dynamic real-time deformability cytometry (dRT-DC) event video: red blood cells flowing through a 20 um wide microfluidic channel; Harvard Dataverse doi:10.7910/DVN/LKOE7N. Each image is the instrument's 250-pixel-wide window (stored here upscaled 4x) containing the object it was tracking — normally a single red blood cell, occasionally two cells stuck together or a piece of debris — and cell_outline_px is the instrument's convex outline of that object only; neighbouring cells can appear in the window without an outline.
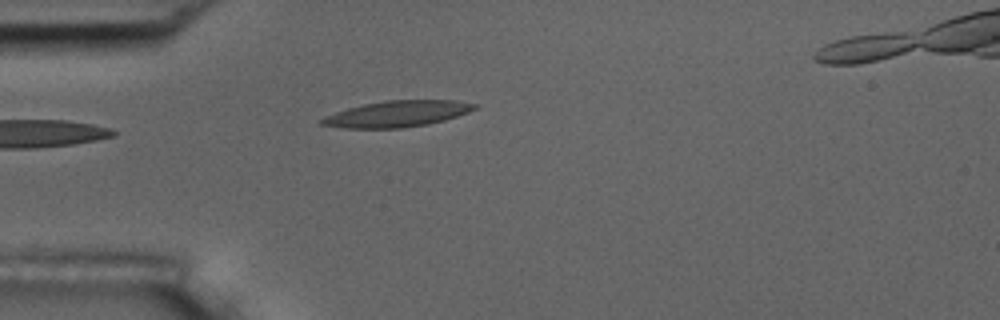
{"species": "common noctule bat (a hibernating species)", "species_latin": "Nyctalus noctula", "temperature_condition": "room temperature", "stored_images_in_passage": 2, "camera_frame_rate_fps": 3000, "um_per_image_px": 0.085, "animal": {"sex": "male", "body_mass_g": 17.5, "forearm_length_mm": 52.3}, "frame": {"image": 1, "passage_image": 2, "time_ms": 1.0, "image_size_px": [1000, 320], "cell_outline_px": [[480, 104], [476, 108], [468, 112], [444, 120], [428, 124], [400, 128], [340, 128], [320, 124], [320, 120], [324, 116], [348, 108], [364, 104], [384, 100], [456, 100]], "centroid_in_image_um": [33.76, 9.67], "position_along_channel_um": 51.2, "area_um2": 23.29}}